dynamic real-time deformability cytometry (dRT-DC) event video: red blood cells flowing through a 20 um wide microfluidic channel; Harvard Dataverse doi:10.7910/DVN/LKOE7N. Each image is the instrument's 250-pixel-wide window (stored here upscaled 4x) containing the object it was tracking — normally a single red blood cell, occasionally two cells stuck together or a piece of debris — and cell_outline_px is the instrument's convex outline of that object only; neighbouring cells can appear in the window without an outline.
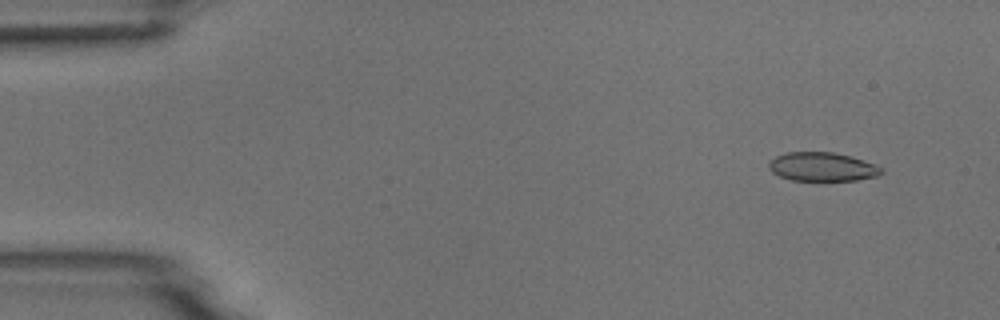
{"species": "common noctule bat (a hibernating species)", "species_latin": "Nyctalus noctula", "temperature_condition": "room temperature", "stored_images_in_passage": 5, "camera_frame_rate_fps": 3000, "um_per_image_px": 0.085, "animal": {"sex": "male", "body_mass_g": 18.8}, "frame": {"image": 1, "passage_image": 2, "time_ms": 1.333, "image_size_px": [1000, 320], "cell_outline_px": [[884, 172], [876, 176], [856, 180], [792, 180], [780, 176], [772, 172], [768, 168], [768, 160], [776, 156], [788, 152], [832, 152], [848, 156], [876, 164]], "centroid_in_image_um": [69.85, 14.17], "position_along_channel_um": 15.2, "area_um2": 18.73}}
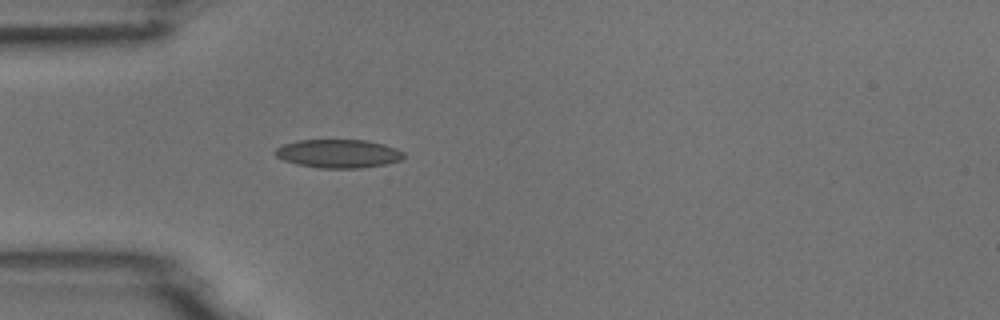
{"frame": {"image": 2, "passage_image": 5, "time_ms": 5.0, "image_size_px": [1000, 320], "cell_outline_px": [[404, 156], [400, 160], [384, 164], [360, 168], [320, 168], [296, 164], [284, 160], [276, 156], [272, 152], [276, 148], [284, 144], [296, 140], [368, 140], [384, 144], [396, 148], [404, 152]], "centroid_in_image_um": [28.74, 13.05], "position_along_channel_um": 56.3, "area_um2": 21.39}}